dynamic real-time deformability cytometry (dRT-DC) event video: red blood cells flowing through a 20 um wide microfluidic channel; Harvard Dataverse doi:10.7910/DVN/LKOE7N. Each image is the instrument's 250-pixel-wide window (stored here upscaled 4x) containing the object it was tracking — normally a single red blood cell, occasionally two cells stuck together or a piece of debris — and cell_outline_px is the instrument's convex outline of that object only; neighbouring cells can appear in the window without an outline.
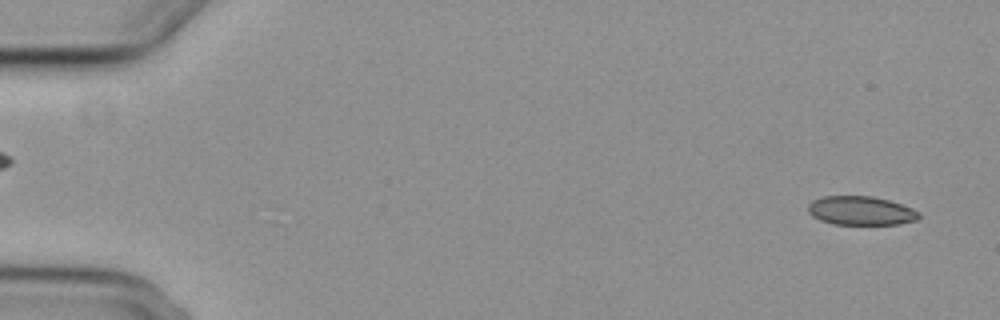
{"species": "common noctule bat (a hibernating species)", "species_latin": "Nyctalus noctula", "temperature_condition": "cold", "stored_images_in_passage": 5, "camera_frame_rate_fps": 3000, "um_per_image_px": 0.085, "animal": {"sex": "female", "body_mass_g": 29.2, "forearm_length_mm": 56.3}, "frame": {"image": 1, "passage_image": 5, "time_ms": 6.667, "image_size_px": [1000, 320], "cell_outline_px": [[920, 216], [916, 220], [900, 224], [832, 224], [820, 220], [812, 216], [808, 212], [808, 204], [812, 200], [824, 196], [872, 196], [888, 200], [912, 208], [920, 212]], "centroid_in_image_um": [73.16, 17.91], "position_along_channel_um": 11.8, "area_um2": 18.67}}